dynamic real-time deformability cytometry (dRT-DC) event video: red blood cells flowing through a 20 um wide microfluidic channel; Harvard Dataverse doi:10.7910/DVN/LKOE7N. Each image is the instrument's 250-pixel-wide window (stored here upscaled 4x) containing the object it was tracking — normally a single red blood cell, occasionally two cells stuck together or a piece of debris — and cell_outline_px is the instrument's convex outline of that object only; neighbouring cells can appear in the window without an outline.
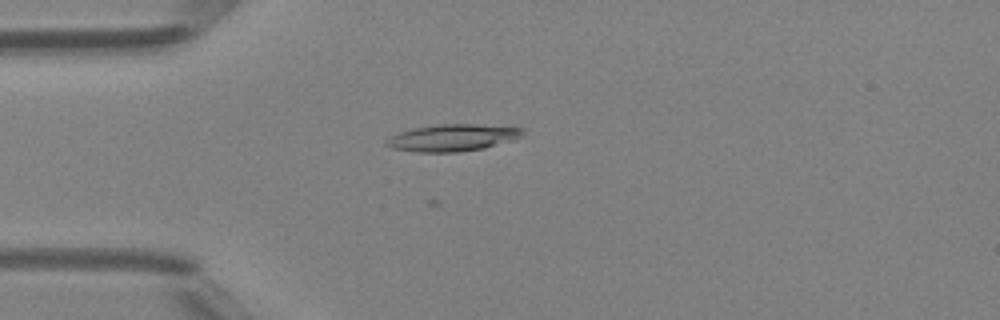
{"species": "Egyptian fruit bat (a non-hibernating species)", "species_latin": "Rousettus aegyptiacus", "temperature_condition": "room temperature", "stored_images_in_passage": 36, "camera_frame_rate_fps": 3000, "um_per_image_px": 0.085, "animal": {"sex": "female"}, "frame": {"image": 1, "passage_image": 7, "time_ms": 2.0, "image_size_px": [1000, 320], "cell_outline_px": [[524, 136], [484, 148], [456, 152], [420, 152], [392, 148], [384, 144], [384, 140], [400, 132], [416, 128], [440, 124], [472, 124], [524, 128]], "centroid_in_image_um": [38.47, 11.71], "position_along_channel_um": 46.5, "area_um2": 21.1}}
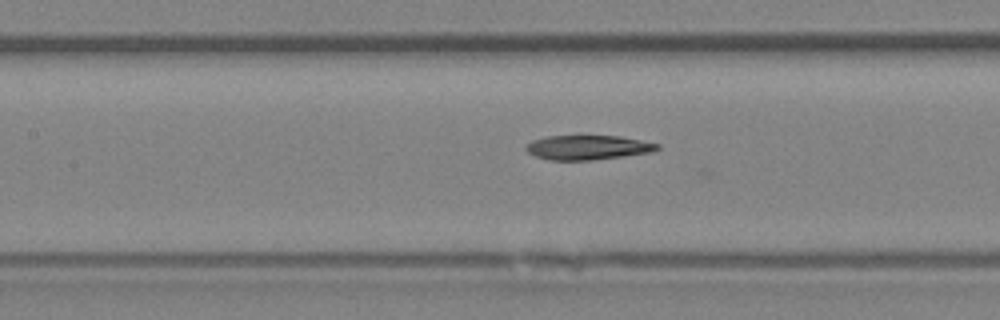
{"frame": {"image": 2, "passage_image": 16, "time_ms": 5.0, "image_size_px": [1000, 320], "cell_outline_px": [[660, 148], [652, 152], [624, 156], [592, 160], [548, 160], [536, 156], [528, 152], [524, 148], [524, 144], [532, 140], [548, 136], [620, 136], [660, 144]], "centroid_in_image_um": [49.94, 12.53], "position_along_channel_um": 157.5, "area_um2": 18.79}}
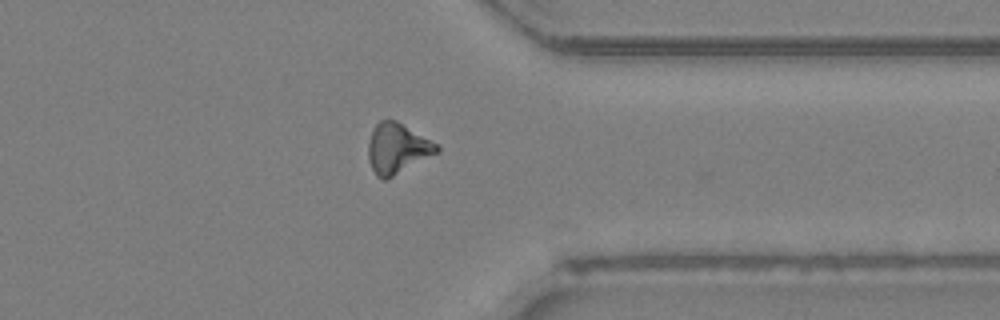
{"frame": {"image": 3, "passage_image": 32, "time_ms": 10.333, "image_size_px": [1000, 320], "cell_outline_px": [[440, 152], [388, 180], [384, 180], [376, 176], [368, 160], [368, 144], [372, 132], [376, 124], [380, 120], [396, 120], [436, 144], [440, 148]], "centroid_in_image_um": [33.76, 12.66], "position_along_channel_um": 377.6, "area_um2": 20.11}}